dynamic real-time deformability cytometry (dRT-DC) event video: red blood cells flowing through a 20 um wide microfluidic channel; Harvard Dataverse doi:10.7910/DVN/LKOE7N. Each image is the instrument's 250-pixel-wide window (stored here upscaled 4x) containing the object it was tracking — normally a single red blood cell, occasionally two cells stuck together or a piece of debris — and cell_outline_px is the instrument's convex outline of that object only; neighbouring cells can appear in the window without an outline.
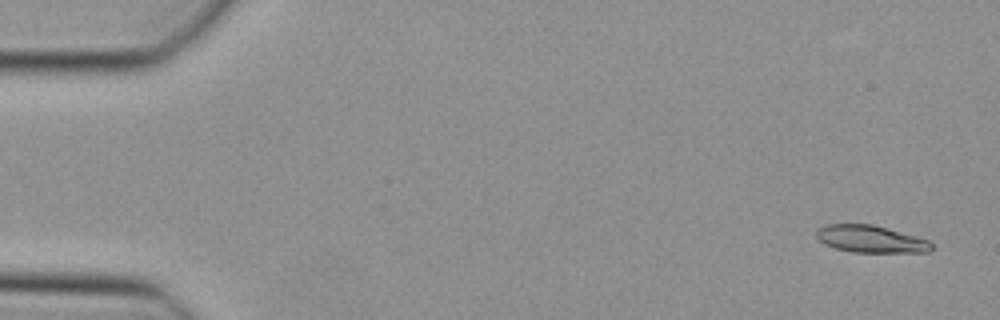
{"species": "Egyptian fruit bat (a non-hibernating species)", "species_latin": "Rousettus aegyptiacus", "temperature_condition": "cold", "stored_images_in_passage": 47, "camera_frame_rate_fps": 3000, "um_per_image_px": 0.085, "animal": {"sex": "female"}, "frame": {"image": 1, "passage_image": 1, "time_ms": 0.0, "image_size_px": [1000, 320], "cell_outline_px": [[932, 248], [928, 252], [852, 252], [836, 248], [824, 244], [816, 236], [816, 232], [824, 224], [872, 224], [916, 236], [928, 240], [932, 244]], "centroid_in_image_um": [74.0, 20.31], "position_along_channel_um": 11.0, "area_um2": 18.09}}
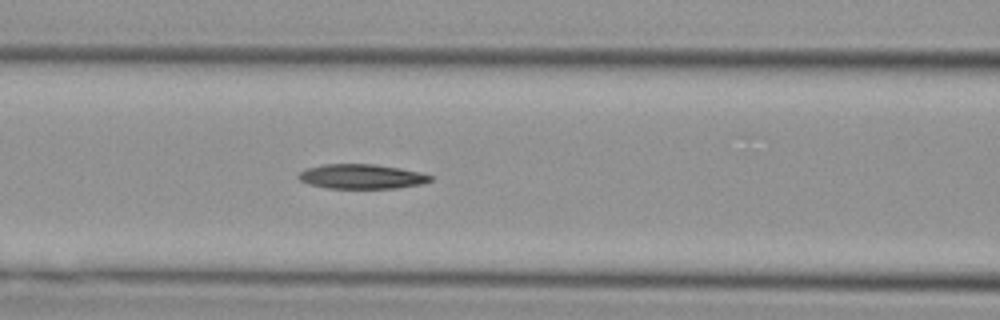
{"frame": {"image": 2, "passage_image": 19, "time_ms": 6.0, "image_size_px": [1000, 320], "cell_outline_px": [[432, 180], [424, 184], [396, 188], [328, 188], [308, 184], [300, 180], [296, 176], [300, 172], [308, 168], [324, 164], [372, 164], [400, 168], [420, 172], [432, 176]], "centroid_in_image_um": [30.75, 15.01], "position_along_channel_um": 135.9, "area_um2": 18.9}}
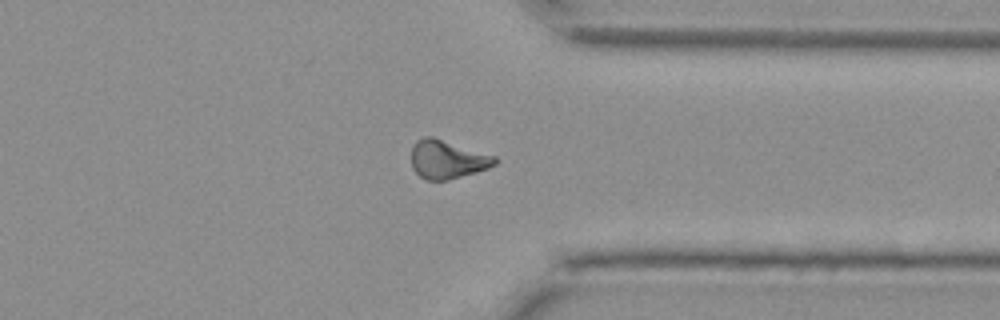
{"frame": {"image": 3, "passage_image": 36, "time_ms": 11.667, "image_size_px": [1000, 320], "cell_outline_px": [[500, 160], [496, 164], [488, 168], [476, 172], [448, 180], [428, 180], [420, 176], [412, 168], [412, 144], [416, 140], [424, 136], [432, 136], [496, 156]], "centroid_in_image_um": [38.03, 13.54], "position_along_channel_um": 373.4, "area_um2": 18.84}}